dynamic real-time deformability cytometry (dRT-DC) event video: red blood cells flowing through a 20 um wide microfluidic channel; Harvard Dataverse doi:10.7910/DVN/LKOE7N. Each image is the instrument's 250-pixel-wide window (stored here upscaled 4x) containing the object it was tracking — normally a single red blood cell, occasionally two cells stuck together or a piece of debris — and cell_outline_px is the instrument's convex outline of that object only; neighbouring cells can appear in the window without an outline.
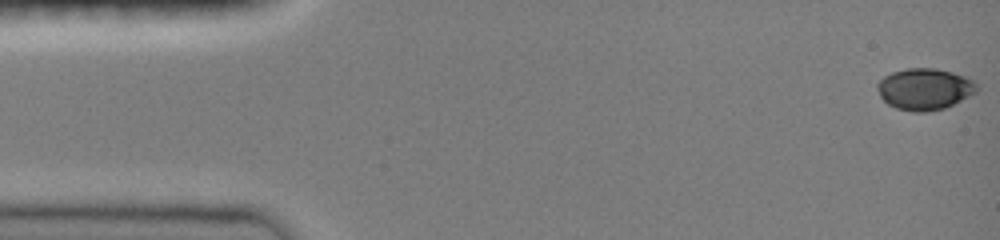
{"species": "common noctule bat (a hibernating species)", "species_latin": "Nyctalus noctula", "temperature_condition": "room temperature", "stored_images_in_passage": 47, "camera_frame_rate_fps": 3000, "um_per_image_px": 0.085, "animal": {"sex": "female", "body_mass_g": 19.0, "forearm_length_mm": 51.5}, "frame": {"image": 1, "passage_image": 1, "time_ms": 0.0, "image_size_px": [1000, 240], "cell_outline_px": [[980, 88], [976, 92], [944, 108], [924, 112], [912, 112], [896, 108], [888, 104], [880, 96], [876, 88], [876, 84], [884, 76], [892, 72], [908, 68], [936, 68], [952, 72], [964, 76], [972, 80]], "centroid_in_image_um": [78.57, 7.56], "position_along_channel_um": 6.4, "area_um2": 23.99}}
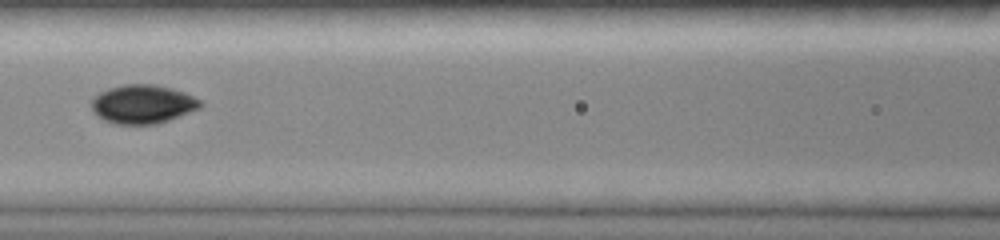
{"frame": {"image": 2, "passage_image": 21, "time_ms": 6.667, "image_size_px": [1000, 240], "cell_outline_px": [[204, 104], [200, 108], [168, 120], [156, 124], [116, 124], [104, 120], [96, 116], [92, 112], [92, 96], [108, 88], [124, 84], [156, 84], [172, 88], [184, 92], [200, 100]], "centroid_in_image_um": [12.1, 8.84], "position_along_channel_um": 154.5, "area_um2": 24.74}}
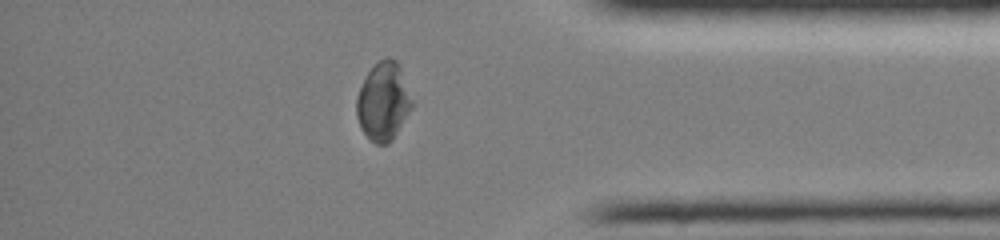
{"frame": {"image": 3, "passage_image": 40, "time_ms": 13.0, "image_size_px": [1000, 240], "cell_outline_px": [[412, 108], [392, 140], [388, 144], [376, 144], [360, 128], [356, 116], [356, 100], [360, 88], [368, 72], [380, 60], [388, 56], [396, 60], [400, 64], [412, 100]], "centroid_in_image_um": [32.59, 8.62], "position_along_channel_um": 402.6, "area_um2": 25.09}, "authors_computed_cell_mechanics": {"area_um2": 24.276, "velocity_mm_per_s": 4.0775, "shape_relaxation_time_tau1_ms": null, "shape_relaxation_time_tau2_ms": 2.0339, "deformation_change_tau1": null, "deformation_change_tau2": 0.0216}}